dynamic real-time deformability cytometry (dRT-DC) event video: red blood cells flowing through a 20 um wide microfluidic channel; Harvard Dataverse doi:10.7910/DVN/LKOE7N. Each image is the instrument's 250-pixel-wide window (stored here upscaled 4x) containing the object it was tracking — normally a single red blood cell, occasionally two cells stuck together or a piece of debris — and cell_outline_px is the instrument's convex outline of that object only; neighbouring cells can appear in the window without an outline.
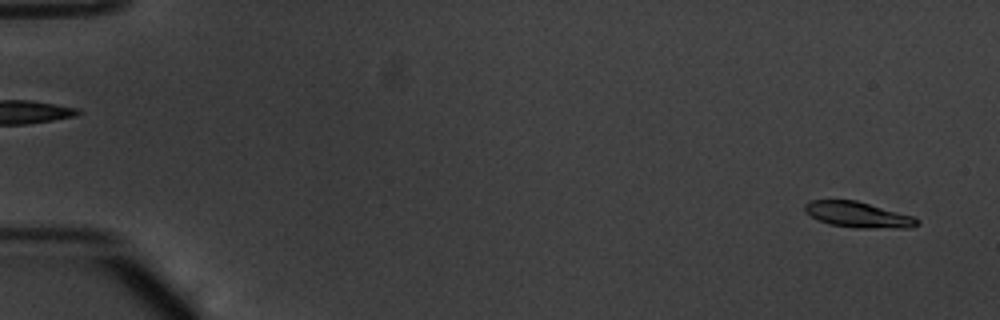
{"species": "common noctule bat (a hibernating species)", "species_latin": "Nyctalus noctula", "temperature_condition": "warm", "stored_images_in_passage": 54, "camera_frame_rate_fps": 3000, "um_per_image_px": 0.085, "animal": {"sex": "male", "body_mass_g": 20.1, "forearm_length_mm": 53.5}, "frame": {"image": 1, "passage_image": 3, "time_ms": 0.667, "image_size_px": [1000, 320], "cell_outline_px": [[920, 224], [912, 228], [856, 228], [828, 224], [804, 212], [804, 204], [812, 200], [856, 200], [912, 216], [920, 220]], "centroid_in_image_um": [72.95, 18.26], "position_along_channel_um": 12.1, "area_um2": 16.82}}
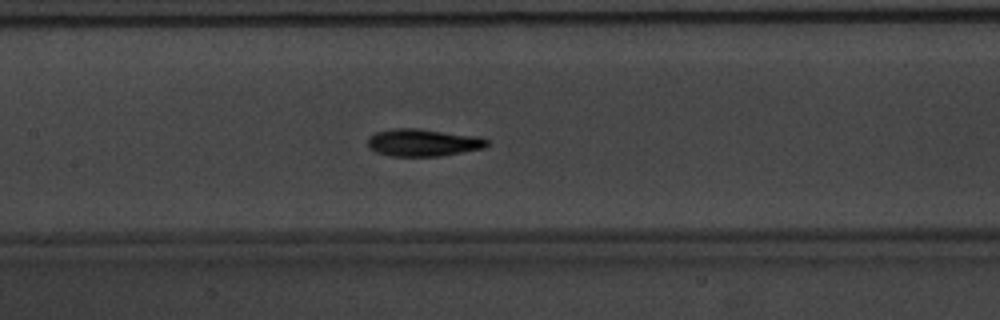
{"frame": {"image": 2, "passage_image": 27, "time_ms": 8.667, "image_size_px": [1000, 320], "cell_outline_px": [[488, 144], [484, 148], [440, 156], [392, 156], [376, 152], [368, 148], [368, 136], [376, 132], [392, 128], [416, 128], [480, 136], [488, 140]], "centroid_in_image_um": [35.95, 12.11], "position_along_channel_um": 171.5, "area_um2": 19.13}}
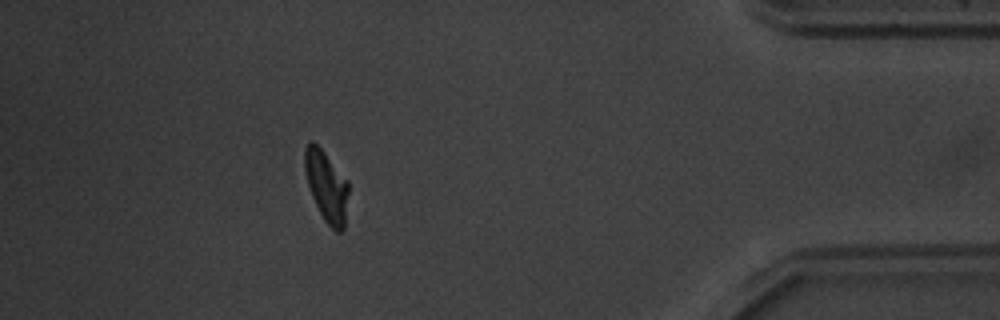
{"frame": {"image": 3, "passage_image": 49, "time_ms": 16.0, "image_size_px": [1000, 320], "cell_outline_px": [[348, 192], [344, 228], [340, 232], [336, 232], [324, 220], [312, 196], [304, 172], [304, 148], [308, 140], [312, 140], [324, 152], [348, 180]], "centroid_in_image_um": [27.73, 15.79], "position_along_channel_um": 407.5, "area_um2": 18.03}, "authors_computed_cell_mechanics": {"area_um2": 18.0625, "velocity_mm_per_s": 3.8079, "shape_relaxation_time_tau1_ms": 2.3084, "shape_relaxation_time_tau2_ms": 1.5719, "deformation_change_tau1": 0.1441, "deformation_change_tau2": 0.0689}}